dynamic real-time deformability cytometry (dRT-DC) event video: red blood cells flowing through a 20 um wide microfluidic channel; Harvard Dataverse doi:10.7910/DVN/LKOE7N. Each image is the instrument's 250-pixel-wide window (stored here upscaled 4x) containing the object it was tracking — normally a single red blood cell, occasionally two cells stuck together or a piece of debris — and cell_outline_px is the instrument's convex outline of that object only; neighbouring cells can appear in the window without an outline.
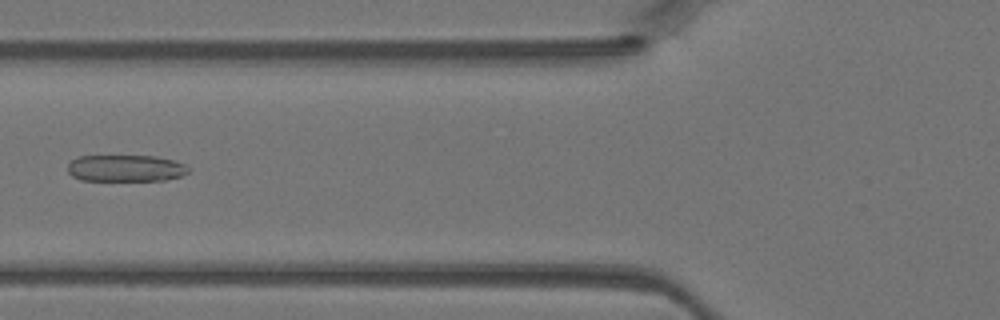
{"species": "Egyptian fruit bat (a non-hibernating species)", "species_latin": "Rousettus aegyptiacus", "temperature_condition": "warm", "stored_images_in_passage": 43, "camera_frame_rate_fps": 3000, "um_per_image_px": 0.085, "animal": {"sex": "female"}, "frame": {"image": 1, "passage_image": 16, "time_ms": 5.0, "image_size_px": [1000, 320], "cell_outline_px": [[188, 172], [180, 176], [164, 180], [80, 180], [72, 176], [68, 172], [68, 164], [76, 156], [156, 156], [172, 160], [184, 164], [188, 168]], "centroid_in_image_um": [10.64, 14.29], "position_along_channel_um": 115.2, "area_um2": 18.67}}
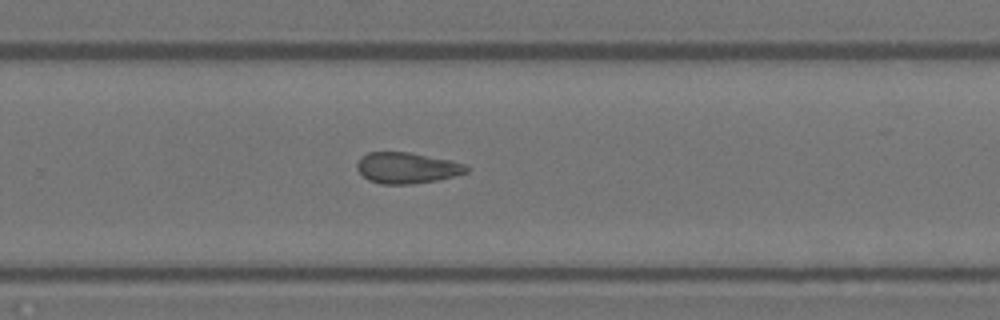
{"frame": {"image": 2, "passage_image": 28, "time_ms": 9.0, "image_size_px": [1000, 320], "cell_outline_px": [[468, 172], [440, 180], [412, 184], [380, 184], [368, 180], [356, 168], [356, 164], [368, 152], [408, 152], [448, 160], [464, 164], [468, 168]], "centroid_in_image_um": [34.58, 14.29], "position_along_channel_um": 295.2, "area_um2": 19.59}}
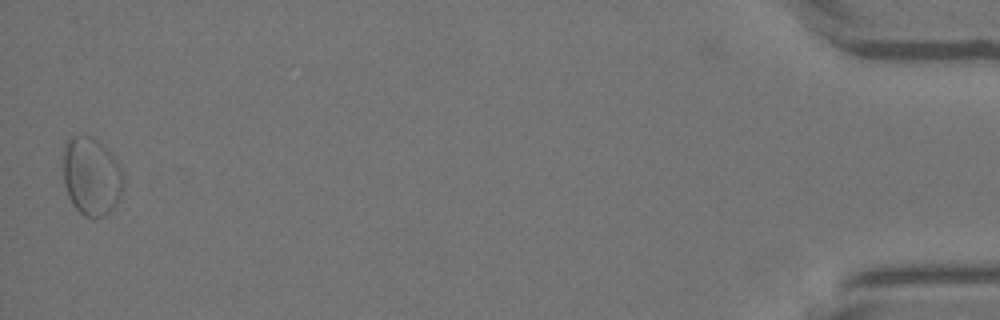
{"frame": {"image": 3, "passage_image": 43, "time_ms": 14.0, "image_size_px": [1000, 320], "cell_outline_px": [[124, 184], [120, 196], [116, 204], [104, 216], [84, 216], [72, 204], [68, 196], [64, 184], [64, 144], [72, 136], [92, 136], [116, 160], [124, 176]], "centroid_in_image_um": [7.77, 15.0], "position_along_channel_um": 427.4, "area_um2": 27.05}}